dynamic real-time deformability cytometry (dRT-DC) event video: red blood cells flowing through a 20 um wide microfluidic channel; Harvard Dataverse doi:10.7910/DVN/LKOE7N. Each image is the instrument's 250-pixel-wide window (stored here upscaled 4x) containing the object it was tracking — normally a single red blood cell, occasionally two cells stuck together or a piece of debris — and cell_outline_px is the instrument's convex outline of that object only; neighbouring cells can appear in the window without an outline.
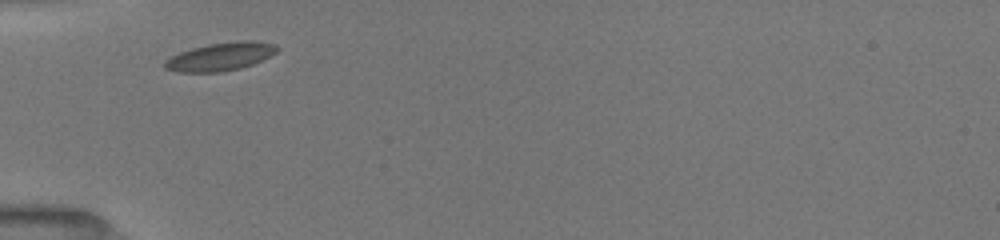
{"species": "common noctule bat (a hibernating species)", "species_latin": "Nyctalus noctula", "temperature_condition": "room temperature", "stored_images_in_passage": 32, "camera_frame_rate_fps": 3000, "um_per_image_px": 0.085, "animal": {"sex": "female", "body_mass_g": 19.5, "forearm_length_mm": 54.1}, "frame": {"image": 1, "passage_image": 1, "time_ms": 0.0, "image_size_px": [1000, 240], "cell_outline_px": [[280, 48], [276, 52], [252, 64], [240, 68], [220, 72], [176, 72], [164, 68], [164, 60], [180, 52], [192, 48], [208, 44], [240, 40], [252, 40], [276, 44]], "centroid_in_image_um": [18.72, 4.8], "position_along_channel_um": 66.3, "area_um2": 18.38}}
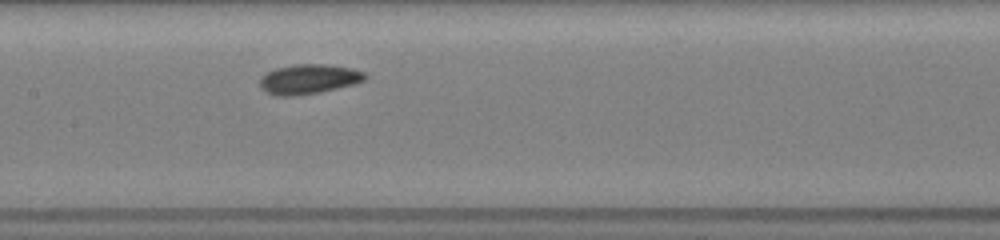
{"frame": {"image": 2, "passage_image": 11, "time_ms": 3.0, "image_size_px": [1000, 240], "cell_outline_px": [[368, 76], [364, 80], [352, 84], [320, 92], [292, 96], [276, 96], [260, 88], [260, 76], [276, 68], [296, 64], [328, 64], [352, 68], [364, 72]], "centroid_in_image_um": [26.23, 6.71], "position_along_channel_um": 181.2, "area_um2": 18.15}}
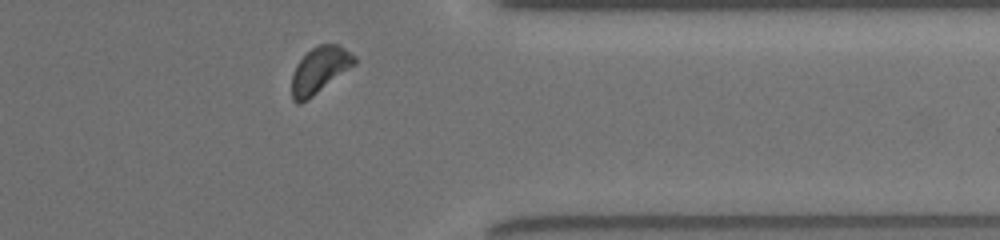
{"frame": {"image": 3, "passage_image": 28, "time_ms": 8.333, "image_size_px": [1000, 240], "cell_outline_px": [[356, 64], [312, 96], [300, 104], [296, 104], [292, 100], [292, 72], [296, 64], [312, 48], [320, 44], [336, 44], [344, 48], [356, 56]], "centroid_in_image_um": [27.16, 5.95], "position_along_channel_um": 384.2, "area_um2": 16.7}, "authors_computed_cell_mechanics": {"area_um2": 17.5134, "velocity_mm_per_s": 3.9255, "shape_relaxation_time_tau1_ms": 1.936, "shape_relaxation_time_tau2_ms": 8.0417, "deformation_change_tau1": 0.079, "deformation_change_tau2": 0.1177}}